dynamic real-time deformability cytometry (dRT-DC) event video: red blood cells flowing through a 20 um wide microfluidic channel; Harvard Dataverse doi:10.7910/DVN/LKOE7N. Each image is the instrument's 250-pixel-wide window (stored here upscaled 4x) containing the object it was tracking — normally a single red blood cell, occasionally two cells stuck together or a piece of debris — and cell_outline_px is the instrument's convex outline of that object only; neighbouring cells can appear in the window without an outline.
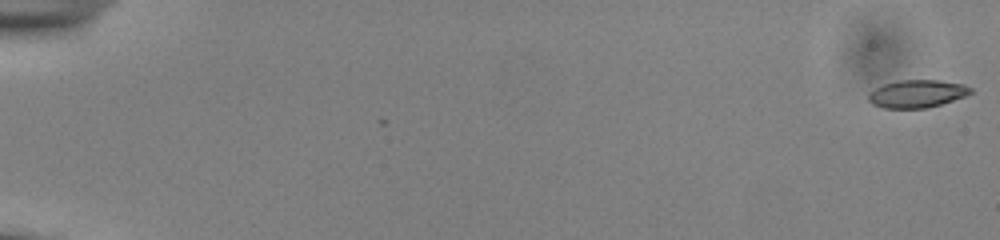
{"species": "common noctule bat (a hibernating species)", "species_latin": "Nyctalus noctula", "temperature_condition": "cold", "stored_images_in_passage": 3, "camera_frame_rate_fps": 3000, "um_per_image_px": 0.085, "animal": {"sex": "male", "body_mass_g": 13.0, "forearm_length_mm": 53.1}, "frame": {"image": 1, "passage_image": 1, "time_ms": 0.0, "image_size_px": [1000, 240], "cell_outline_px": [[972, 92], [964, 96], [928, 108], [884, 108], [872, 104], [868, 100], [868, 92], [884, 84], [900, 80], [940, 80], [964, 84], [972, 88]], "centroid_in_image_um": [77.93, 7.96], "position_along_channel_um": 7.1, "area_um2": 16.47}}